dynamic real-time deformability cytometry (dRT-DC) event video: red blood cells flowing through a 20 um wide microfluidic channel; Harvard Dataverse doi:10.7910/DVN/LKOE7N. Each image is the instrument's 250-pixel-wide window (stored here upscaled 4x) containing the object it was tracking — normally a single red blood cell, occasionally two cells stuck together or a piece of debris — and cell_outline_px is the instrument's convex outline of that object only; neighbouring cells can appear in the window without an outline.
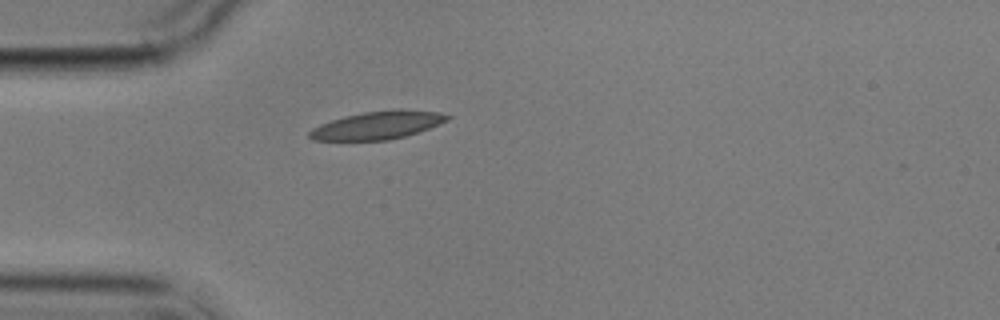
{"species": "common noctule bat (a hibernating species)", "species_latin": "Nyctalus noctula", "temperature_condition": "cold", "stored_images_in_passage": 1, "camera_frame_rate_fps": 3000, "um_per_image_px": 0.085, "animal": {"sex": "male", "body_mass_g": 17.9}, "frame": {"image": 1, "passage_image": 1, "time_ms": 0.0, "image_size_px": [1000, 320], "cell_outline_px": [[452, 116], [448, 120], [428, 128], [404, 136], [388, 140], [312, 140], [308, 136], [308, 132], [312, 128], [320, 124], [344, 116], [364, 112], [400, 108], [440, 112]], "centroid_in_image_um": [32.09, 10.63], "position_along_channel_um": 52.9, "area_um2": 22.43}}